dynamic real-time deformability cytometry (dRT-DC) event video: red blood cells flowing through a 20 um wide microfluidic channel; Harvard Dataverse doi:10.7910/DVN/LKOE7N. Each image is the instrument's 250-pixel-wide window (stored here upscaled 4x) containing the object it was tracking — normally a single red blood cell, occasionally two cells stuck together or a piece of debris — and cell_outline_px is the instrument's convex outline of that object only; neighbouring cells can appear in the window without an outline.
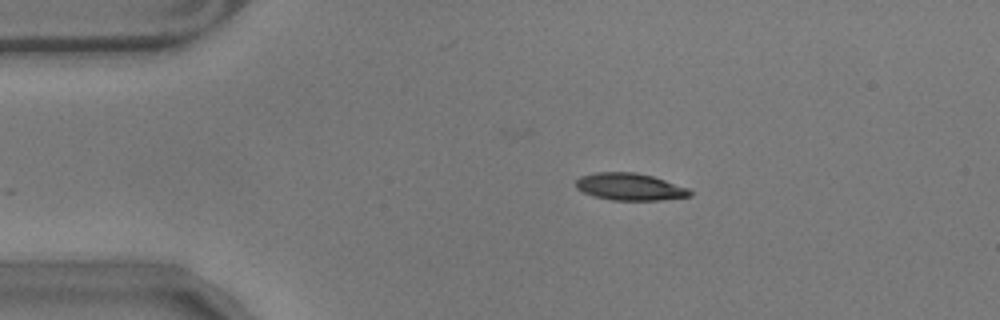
{"species": "common noctule bat (a hibernating species)", "species_latin": "Nyctalus noctula", "temperature_condition": "warm", "stored_images_in_passage": 42, "camera_frame_rate_fps": 3000, "um_per_image_px": 0.085, "animal": {"sex": "male", "body_mass_g": 17.9}, "frame": {"image": 1, "passage_image": 1, "time_ms": 0.0, "image_size_px": [1000, 320], "cell_outline_px": [[692, 196], [660, 200], [612, 200], [596, 196], [584, 192], [576, 188], [576, 180], [580, 176], [596, 172], [636, 172], [652, 176], [688, 188], [692, 192]], "centroid_in_image_um": [53.54, 15.87], "position_along_channel_um": 31.5, "area_um2": 17.92}}
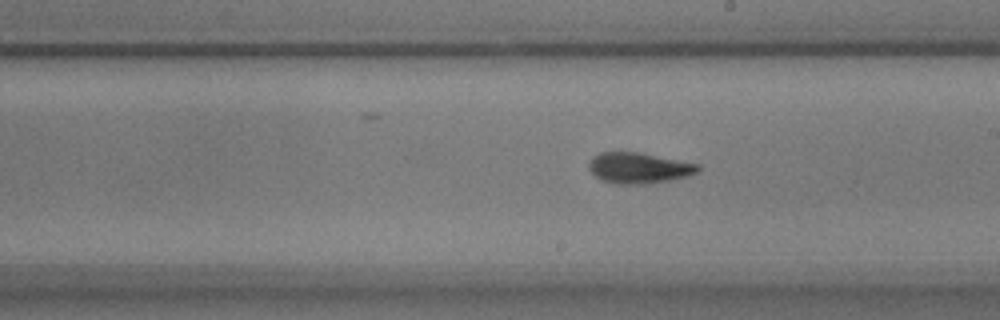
{"frame": {"image": 2, "passage_image": 22, "time_ms": 7.0, "image_size_px": [1000, 320], "cell_outline_px": [[700, 168], [696, 172], [688, 176], [648, 184], [616, 184], [600, 180], [588, 168], [588, 164], [592, 156], [600, 152], [640, 152], [700, 164]], "centroid_in_image_um": [54.28, 14.27], "position_along_channel_um": 234.7, "area_um2": 19.71}}
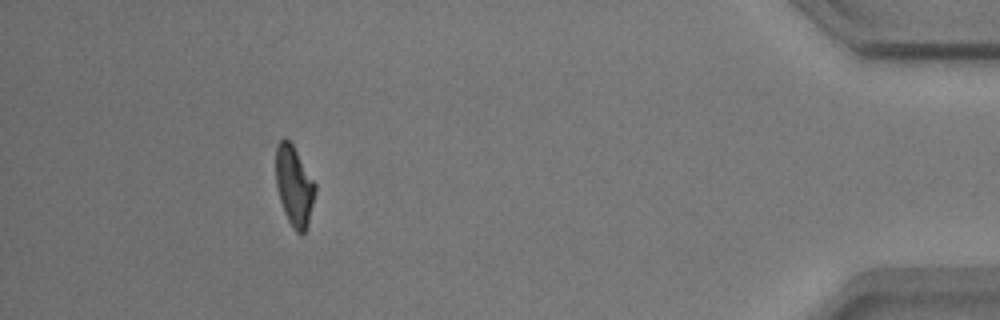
{"frame": {"image": 3, "passage_image": 42, "time_ms": 13.667, "image_size_px": [1000, 320], "cell_outline_px": [[316, 192], [308, 224], [304, 232], [300, 236], [292, 228], [284, 212], [280, 200], [276, 184], [276, 144], [284, 136], [292, 144], [316, 184]], "centroid_in_image_um": [25.01, 15.82], "position_along_channel_um": 410.2, "area_um2": 18.38}, "authors_computed_cell_mechanics": {"area_um2": 19.0162, "velocity_mm_per_s": 3.5199, "shape_relaxation_time_tau1_ms": 4.0438, "shape_relaxation_time_tau2_ms": 2.3689, "deformation_change_tau1": 0.1707, "deformation_change_tau2": 0.091}}